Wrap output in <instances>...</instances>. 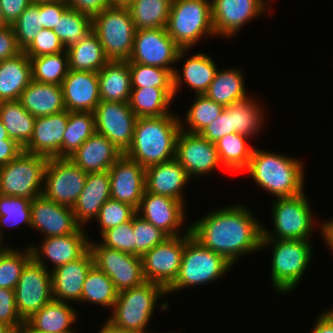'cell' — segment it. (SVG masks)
Instances as JSON below:
<instances>
[{
	"label": "cell",
	"instance_id": "cell-21",
	"mask_svg": "<svg viewBox=\"0 0 333 333\" xmlns=\"http://www.w3.org/2000/svg\"><path fill=\"white\" fill-rule=\"evenodd\" d=\"M31 214V228L45 237L65 236L81 227L71 207L48 200L43 195L31 201Z\"/></svg>",
	"mask_w": 333,
	"mask_h": 333
},
{
	"label": "cell",
	"instance_id": "cell-63",
	"mask_svg": "<svg viewBox=\"0 0 333 333\" xmlns=\"http://www.w3.org/2000/svg\"><path fill=\"white\" fill-rule=\"evenodd\" d=\"M98 333H138V332L115 326L108 319H106V322H104L103 326L101 327Z\"/></svg>",
	"mask_w": 333,
	"mask_h": 333
},
{
	"label": "cell",
	"instance_id": "cell-51",
	"mask_svg": "<svg viewBox=\"0 0 333 333\" xmlns=\"http://www.w3.org/2000/svg\"><path fill=\"white\" fill-rule=\"evenodd\" d=\"M136 214V209L131 205L110 198L103 204L95 219L101 229L100 235L106 230L131 221Z\"/></svg>",
	"mask_w": 333,
	"mask_h": 333
},
{
	"label": "cell",
	"instance_id": "cell-1",
	"mask_svg": "<svg viewBox=\"0 0 333 333\" xmlns=\"http://www.w3.org/2000/svg\"><path fill=\"white\" fill-rule=\"evenodd\" d=\"M244 204L213 209L190 224V232L201 245L223 256L232 265L239 257L259 251L262 225ZM244 255V256H243Z\"/></svg>",
	"mask_w": 333,
	"mask_h": 333
},
{
	"label": "cell",
	"instance_id": "cell-53",
	"mask_svg": "<svg viewBox=\"0 0 333 333\" xmlns=\"http://www.w3.org/2000/svg\"><path fill=\"white\" fill-rule=\"evenodd\" d=\"M66 51L65 46L53 30L42 28L34 41L23 51L29 58Z\"/></svg>",
	"mask_w": 333,
	"mask_h": 333
},
{
	"label": "cell",
	"instance_id": "cell-19",
	"mask_svg": "<svg viewBox=\"0 0 333 333\" xmlns=\"http://www.w3.org/2000/svg\"><path fill=\"white\" fill-rule=\"evenodd\" d=\"M137 214L168 236H181L190 232V226L180 232L185 220V203L168 196L144 192Z\"/></svg>",
	"mask_w": 333,
	"mask_h": 333
},
{
	"label": "cell",
	"instance_id": "cell-65",
	"mask_svg": "<svg viewBox=\"0 0 333 333\" xmlns=\"http://www.w3.org/2000/svg\"><path fill=\"white\" fill-rule=\"evenodd\" d=\"M135 0H109L111 7H128Z\"/></svg>",
	"mask_w": 333,
	"mask_h": 333
},
{
	"label": "cell",
	"instance_id": "cell-10",
	"mask_svg": "<svg viewBox=\"0 0 333 333\" xmlns=\"http://www.w3.org/2000/svg\"><path fill=\"white\" fill-rule=\"evenodd\" d=\"M47 161L44 156L23 151L8 164L0 166V194L30 200L41 196Z\"/></svg>",
	"mask_w": 333,
	"mask_h": 333
},
{
	"label": "cell",
	"instance_id": "cell-45",
	"mask_svg": "<svg viewBox=\"0 0 333 333\" xmlns=\"http://www.w3.org/2000/svg\"><path fill=\"white\" fill-rule=\"evenodd\" d=\"M53 31L67 49L79 43L92 31V18L78 10L68 8L58 19Z\"/></svg>",
	"mask_w": 333,
	"mask_h": 333
},
{
	"label": "cell",
	"instance_id": "cell-70",
	"mask_svg": "<svg viewBox=\"0 0 333 333\" xmlns=\"http://www.w3.org/2000/svg\"><path fill=\"white\" fill-rule=\"evenodd\" d=\"M50 1H54V0H31V2H33V3L50 2Z\"/></svg>",
	"mask_w": 333,
	"mask_h": 333
},
{
	"label": "cell",
	"instance_id": "cell-55",
	"mask_svg": "<svg viewBox=\"0 0 333 333\" xmlns=\"http://www.w3.org/2000/svg\"><path fill=\"white\" fill-rule=\"evenodd\" d=\"M230 133H232L231 114L224 108L220 116L198 134L210 142L216 143L220 138Z\"/></svg>",
	"mask_w": 333,
	"mask_h": 333
},
{
	"label": "cell",
	"instance_id": "cell-5",
	"mask_svg": "<svg viewBox=\"0 0 333 333\" xmlns=\"http://www.w3.org/2000/svg\"><path fill=\"white\" fill-rule=\"evenodd\" d=\"M232 267L223 256L201 245L189 232L186 234L178 276L166 293L169 295L182 288L207 285L216 282V279L219 281Z\"/></svg>",
	"mask_w": 333,
	"mask_h": 333
},
{
	"label": "cell",
	"instance_id": "cell-58",
	"mask_svg": "<svg viewBox=\"0 0 333 333\" xmlns=\"http://www.w3.org/2000/svg\"><path fill=\"white\" fill-rule=\"evenodd\" d=\"M66 2L69 8L78 10L91 18L111 7L109 0H67Z\"/></svg>",
	"mask_w": 333,
	"mask_h": 333
},
{
	"label": "cell",
	"instance_id": "cell-26",
	"mask_svg": "<svg viewBox=\"0 0 333 333\" xmlns=\"http://www.w3.org/2000/svg\"><path fill=\"white\" fill-rule=\"evenodd\" d=\"M190 182L182 165L174 158L145 169V191L185 202L183 189Z\"/></svg>",
	"mask_w": 333,
	"mask_h": 333
},
{
	"label": "cell",
	"instance_id": "cell-60",
	"mask_svg": "<svg viewBox=\"0 0 333 333\" xmlns=\"http://www.w3.org/2000/svg\"><path fill=\"white\" fill-rule=\"evenodd\" d=\"M21 152H23V148L11 138L0 142V166L8 164Z\"/></svg>",
	"mask_w": 333,
	"mask_h": 333
},
{
	"label": "cell",
	"instance_id": "cell-27",
	"mask_svg": "<svg viewBox=\"0 0 333 333\" xmlns=\"http://www.w3.org/2000/svg\"><path fill=\"white\" fill-rule=\"evenodd\" d=\"M104 135L95 132L69 157L86 173L108 171L123 155Z\"/></svg>",
	"mask_w": 333,
	"mask_h": 333
},
{
	"label": "cell",
	"instance_id": "cell-20",
	"mask_svg": "<svg viewBox=\"0 0 333 333\" xmlns=\"http://www.w3.org/2000/svg\"><path fill=\"white\" fill-rule=\"evenodd\" d=\"M111 199L138 209L145 192V168L123 154L108 170Z\"/></svg>",
	"mask_w": 333,
	"mask_h": 333
},
{
	"label": "cell",
	"instance_id": "cell-52",
	"mask_svg": "<svg viewBox=\"0 0 333 333\" xmlns=\"http://www.w3.org/2000/svg\"><path fill=\"white\" fill-rule=\"evenodd\" d=\"M100 243L108 248L134 255L133 218L131 221L106 230Z\"/></svg>",
	"mask_w": 333,
	"mask_h": 333
},
{
	"label": "cell",
	"instance_id": "cell-37",
	"mask_svg": "<svg viewBox=\"0 0 333 333\" xmlns=\"http://www.w3.org/2000/svg\"><path fill=\"white\" fill-rule=\"evenodd\" d=\"M250 137L238 133H230L216 143L219 160L228 172H244L252 157L255 146L247 144Z\"/></svg>",
	"mask_w": 333,
	"mask_h": 333
},
{
	"label": "cell",
	"instance_id": "cell-2",
	"mask_svg": "<svg viewBox=\"0 0 333 333\" xmlns=\"http://www.w3.org/2000/svg\"><path fill=\"white\" fill-rule=\"evenodd\" d=\"M137 118L131 146L124 153L145 169L175 158L176 141L181 131L180 116Z\"/></svg>",
	"mask_w": 333,
	"mask_h": 333
},
{
	"label": "cell",
	"instance_id": "cell-59",
	"mask_svg": "<svg viewBox=\"0 0 333 333\" xmlns=\"http://www.w3.org/2000/svg\"><path fill=\"white\" fill-rule=\"evenodd\" d=\"M31 3V0H0V7L6 23L12 26Z\"/></svg>",
	"mask_w": 333,
	"mask_h": 333
},
{
	"label": "cell",
	"instance_id": "cell-28",
	"mask_svg": "<svg viewBox=\"0 0 333 333\" xmlns=\"http://www.w3.org/2000/svg\"><path fill=\"white\" fill-rule=\"evenodd\" d=\"M111 198L108 171L88 173L85 187L72 207L76 222L85 227L96 219L103 204Z\"/></svg>",
	"mask_w": 333,
	"mask_h": 333
},
{
	"label": "cell",
	"instance_id": "cell-43",
	"mask_svg": "<svg viewBox=\"0 0 333 333\" xmlns=\"http://www.w3.org/2000/svg\"><path fill=\"white\" fill-rule=\"evenodd\" d=\"M194 96V102L188 108L184 120L180 117V124L182 131L198 134L203 128L216 120L225 107L204 94H196ZM184 124L188 127L186 128Z\"/></svg>",
	"mask_w": 333,
	"mask_h": 333
},
{
	"label": "cell",
	"instance_id": "cell-41",
	"mask_svg": "<svg viewBox=\"0 0 333 333\" xmlns=\"http://www.w3.org/2000/svg\"><path fill=\"white\" fill-rule=\"evenodd\" d=\"M96 132L93 112H68V123L64 132L61 158H69Z\"/></svg>",
	"mask_w": 333,
	"mask_h": 333
},
{
	"label": "cell",
	"instance_id": "cell-36",
	"mask_svg": "<svg viewBox=\"0 0 333 333\" xmlns=\"http://www.w3.org/2000/svg\"><path fill=\"white\" fill-rule=\"evenodd\" d=\"M69 70L98 72L109 59L98 36L91 31L79 43L66 49Z\"/></svg>",
	"mask_w": 333,
	"mask_h": 333
},
{
	"label": "cell",
	"instance_id": "cell-62",
	"mask_svg": "<svg viewBox=\"0 0 333 333\" xmlns=\"http://www.w3.org/2000/svg\"><path fill=\"white\" fill-rule=\"evenodd\" d=\"M320 225L321 226L319 227L322 233V238H324V243H326L333 255V218L324 221V223H321Z\"/></svg>",
	"mask_w": 333,
	"mask_h": 333
},
{
	"label": "cell",
	"instance_id": "cell-42",
	"mask_svg": "<svg viewBox=\"0 0 333 333\" xmlns=\"http://www.w3.org/2000/svg\"><path fill=\"white\" fill-rule=\"evenodd\" d=\"M118 293L113 281L94 265L84 280L79 302L93 303L103 308L110 307L112 310Z\"/></svg>",
	"mask_w": 333,
	"mask_h": 333
},
{
	"label": "cell",
	"instance_id": "cell-57",
	"mask_svg": "<svg viewBox=\"0 0 333 333\" xmlns=\"http://www.w3.org/2000/svg\"><path fill=\"white\" fill-rule=\"evenodd\" d=\"M22 49L17 43V38L12 26L0 29V61L14 58Z\"/></svg>",
	"mask_w": 333,
	"mask_h": 333
},
{
	"label": "cell",
	"instance_id": "cell-24",
	"mask_svg": "<svg viewBox=\"0 0 333 333\" xmlns=\"http://www.w3.org/2000/svg\"><path fill=\"white\" fill-rule=\"evenodd\" d=\"M68 123V111L36 117L33 134L23 151L46 158H61L64 132Z\"/></svg>",
	"mask_w": 333,
	"mask_h": 333
},
{
	"label": "cell",
	"instance_id": "cell-47",
	"mask_svg": "<svg viewBox=\"0 0 333 333\" xmlns=\"http://www.w3.org/2000/svg\"><path fill=\"white\" fill-rule=\"evenodd\" d=\"M31 258L29 246L24 250L8 247L0 255V288L15 290L22 270Z\"/></svg>",
	"mask_w": 333,
	"mask_h": 333
},
{
	"label": "cell",
	"instance_id": "cell-48",
	"mask_svg": "<svg viewBox=\"0 0 333 333\" xmlns=\"http://www.w3.org/2000/svg\"><path fill=\"white\" fill-rule=\"evenodd\" d=\"M131 87L173 88L174 69H164L140 63H129Z\"/></svg>",
	"mask_w": 333,
	"mask_h": 333
},
{
	"label": "cell",
	"instance_id": "cell-32",
	"mask_svg": "<svg viewBox=\"0 0 333 333\" xmlns=\"http://www.w3.org/2000/svg\"><path fill=\"white\" fill-rule=\"evenodd\" d=\"M98 79L101 101H129L132 87L128 60H109L98 71Z\"/></svg>",
	"mask_w": 333,
	"mask_h": 333
},
{
	"label": "cell",
	"instance_id": "cell-34",
	"mask_svg": "<svg viewBox=\"0 0 333 333\" xmlns=\"http://www.w3.org/2000/svg\"><path fill=\"white\" fill-rule=\"evenodd\" d=\"M174 99L173 88H132L128 103L138 118L160 117L172 113L169 110Z\"/></svg>",
	"mask_w": 333,
	"mask_h": 333
},
{
	"label": "cell",
	"instance_id": "cell-15",
	"mask_svg": "<svg viewBox=\"0 0 333 333\" xmlns=\"http://www.w3.org/2000/svg\"><path fill=\"white\" fill-rule=\"evenodd\" d=\"M185 244L186 234L169 236L146 252L142 256L144 280L167 289L178 276Z\"/></svg>",
	"mask_w": 333,
	"mask_h": 333
},
{
	"label": "cell",
	"instance_id": "cell-38",
	"mask_svg": "<svg viewBox=\"0 0 333 333\" xmlns=\"http://www.w3.org/2000/svg\"><path fill=\"white\" fill-rule=\"evenodd\" d=\"M259 103L255 98L248 96L225 107L231 114L232 133L252 138L258 135L262 126H265L264 120L266 119L264 109Z\"/></svg>",
	"mask_w": 333,
	"mask_h": 333
},
{
	"label": "cell",
	"instance_id": "cell-69",
	"mask_svg": "<svg viewBox=\"0 0 333 333\" xmlns=\"http://www.w3.org/2000/svg\"><path fill=\"white\" fill-rule=\"evenodd\" d=\"M4 238L0 235V255L8 248L10 247L9 245L5 246V243H4ZM4 243V244H3Z\"/></svg>",
	"mask_w": 333,
	"mask_h": 333
},
{
	"label": "cell",
	"instance_id": "cell-31",
	"mask_svg": "<svg viewBox=\"0 0 333 333\" xmlns=\"http://www.w3.org/2000/svg\"><path fill=\"white\" fill-rule=\"evenodd\" d=\"M70 304V305H69ZM71 302L52 300L32 314L25 322L33 329L46 333H75L72 325L78 313Z\"/></svg>",
	"mask_w": 333,
	"mask_h": 333
},
{
	"label": "cell",
	"instance_id": "cell-16",
	"mask_svg": "<svg viewBox=\"0 0 333 333\" xmlns=\"http://www.w3.org/2000/svg\"><path fill=\"white\" fill-rule=\"evenodd\" d=\"M96 132L104 135L122 153L131 146L137 116L128 102L101 101L93 111Z\"/></svg>",
	"mask_w": 333,
	"mask_h": 333
},
{
	"label": "cell",
	"instance_id": "cell-14",
	"mask_svg": "<svg viewBox=\"0 0 333 333\" xmlns=\"http://www.w3.org/2000/svg\"><path fill=\"white\" fill-rule=\"evenodd\" d=\"M16 307L25 321L53 300L51 269L33 257L26 263L15 288Z\"/></svg>",
	"mask_w": 333,
	"mask_h": 333
},
{
	"label": "cell",
	"instance_id": "cell-12",
	"mask_svg": "<svg viewBox=\"0 0 333 333\" xmlns=\"http://www.w3.org/2000/svg\"><path fill=\"white\" fill-rule=\"evenodd\" d=\"M87 175L69 158H49L44 171L42 195L72 208L85 187Z\"/></svg>",
	"mask_w": 333,
	"mask_h": 333
},
{
	"label": "cell",
	"instance_id": "cell-4",
	"mask_svg": "<svg viewBox=\"0 0 333 333\" xmlns=\"http://www.w3.org/2000/svg\"><path fill=\"white\" fill-rule=\"evenodd\" d=\"M271 281L274 291L285 295L294 291L302 280L313 250L309 240L262 239L261 248L271 247Z\"/></svg>",
	"mask_w": 333,
	"mask_h": 333
},
{
	"label": "cell",
	"instance_id": "cell-68",
	"mask_svg": "<svg viewBox=\"0 0 333 333\" xmlns=\"http://www.w3.org/2000/svg\"><path fill=\"white\" fill-rule=\"evenodd\" d=\"M9 25L6 23L5 18L3 16L1 7H0V29L4 27H8Z\"/></svg>",
	"mask_w": 333,
	"mask_h": 333
},
{
	"label": "cell",
	"instance_id": "cell-6",
	"mask_svg": "<svg viewBox=\"0 0 333 333\" xmlns=\"http://www.w3.org/2000/svg\"><path fill=\"white\" fill-rule=\"evenodd\" d=\"M166 295V289L162 285L149 281L123 290L118 293L108 320L120 328L138 333H152L147 330V325L157 307V302Z\"/></svg>",
	"mask_w": 333,
	"mask_h": 333
},
{
	"label": "cell",
	"instance_id": "cell-23",
	"mask_svg": "<svg viewBox=\"0 0 333 333\" xmlns=\"http://www.w3.org/2000/svg\"><path fill=\"white\" fill-rule=\"evenodd\" d=\"M61 87L68 112H93L101 102L98 72L69 70Z\"/></svg>",
	"mask_w": 333,
	"mask_h": 333
},
{
	"label": "cell",
	"instance_id": "cell-35",
	"mask_svg": "<svg viewBox=\"0 0 333 333\" xmlns=\"http://www.w3.org/2000/svg\"><path fill=\"white\" fill-rule=\"evenodd\" d=\"M242 69H217L214 79L204 93L214 102L229 106L233 102L240 101L248 97L245 91V79Z\"/></svg>",
	"mask_w": 333,
	"mask_h": 333
},
{
	"label": "cell",
	"instance_id": "cell-56",
	"mask_svg": "<svg viewBox=\"0 0 333 333\" xmlns=\"http://www.w3.org/2000/svg\"><path fill=\"white\" fill-rule=\"evenodd\" d=\"M69 8L66 1L41 2V27L53 30L58 19Z\"/></svg>",
	"mask_w": 333,
	"mask_h": 333
},
{
	"label": "cell",
	"instance_id": "cell-9",
	"mask_svg": "<svg viewBox=\"0 0 333 333\" xmlns=\"http://www.w3.org/2000/svg\"><path fill=\"white\" fill-rule=\"evenodd\" d=\"M92 31L109 60H129L136 28L127 7H110L94 16Z\"/></svg>",
	"mask_w": 333,
	"mask_h": 333
},
{
	"label": "cell",
	"instance_id": "cell-61",
	"mask_svg": "<svg viewBox=\"0 0 333 333\" xmlns=\"http://www.w3.org/2000/svg\"><path fill=\"white\" fill-rule=\"evenodd\" d=\"M311 333H333V308L317 316Z\"/></svg>",
	"mask_w": 333,
	"mask_h": 333
},
{
	"label": "cell",
	"instance_id": "cell-44",
	"mask_svg": "<svg viewBox=\"0 0 333 333\" xmlns=\"http://www.w3.org/2000/svg\"><path fill=\"white\" fill-rule=\"evenodd\" d=\"M32 80L40 83L61 86L69 71L68 54L66 51L30 58Z\"/></svg>",
	"mask_w": 333,
	"mask_h": 333
},
{
	"label": "cell",
	"instance_id": "cell-22",
	"mask_svg": "<svg viewBox=\"0 0 333 333\" xmlns=\"http://www.w3.org/2000/svg\"><path fill=\"white\" fill-rule=\"evenodd\" d=\"M84 230L80 227L75 233L65 236L44 237L40 245H29L32 257L48 270L45 258L52 262L53 269L80 258L89 249L90 239Z\"/></svg>",
	"mask_w": 333,
	"mask_h": 333
},
{
	"label": "cell",
	"instance_id": "cell-8",
	"mask_svg": "<svg viewBox=\"0 0 333 333\" xmlns=\"http://www.w3.org/2000/svg\"><path fill=\"white\" fill-rule=\"evenodd\" d=\"M310 206L305 192L293 197L276 198L271 206L275 233L263 225L262 239L310 240L316 223Z\"/></svg>",
	"mask_w": 333,
	"mask_h": 333
},
{
	"label": "cell",
	"instance_id": "cell-40",
	"mask_svg": "<svg viewBox=\"0 0 333 333\" xmlns=\"http://www.w3.org/2000/svg\"><path fill=\"white\" fill-rule=\"evenodd\" d=\"M173 0H135L127 8L136 30L166 28Z\"/></svg>",
	"mask_w": 333,
	"mask_h": 333
},
{
	"label": "cell",
	"instance_id": "cell-30",
	"mask_svg": "<svg viewBox=\"0 0 333 333\" xmlns=\"http://www.w3.org/2000/svg\"><path fill=\"white\" fill-rule=\"evenodd\" d=\"M182 69V74L176 68L173 72V89L175 97L176 93L182 88L181 86L184 83L193 90V94L194 92L195 95L204 94L213 81L218 68L213 58L206 53L198 52L185 59Z\"/></svg>",
	"mask_w": 333,
	"mask_h": 333
},
{
	"label": "cell",
	"instance_id": "cell-3",
	"mask_svg": "<svg viewBox=\"0 0 333 333\" xmlns=\"http://www.w3.org/2000/svg\"><path fill=\"white\" fill-rule=\"evenodd\" d=\"M303 165L301 159L255 147L246 172L275 198L293 197L304 192Z\"/></svg>",
	"mask_w": 333,
	"mask_h": 333
},
{
	"label": "cell",
	"instance_id": "cell-11",
	"mask_svg": "<svg viewBox=\"0 0 333 333\" xmlns=\"http://www.w3.org/2000/svg\"><path fill=\"white\" fill-rule=\"evenodd\" d=\"M188 49H181L168 35L166 28L136 30L129 63H140L164 69L187 58Z\"/></svg>",
	"mask_w": 333,
	"mask_h": 333
},
{
	"label": "cell",
	"instance_id": "cell-66",
	"mask_svg": "<svg viewBox=\"0 0 333 333\" xmlns=\"http://www.w3.org/2000/svg\"><path fill=\"white\" fill-rule=\"evenodd\" d=\"M10 138L7 130L5 129L4 124L0 120V142H4V140Z\"/></svg>",
	"mask_w": 333,
	"mask_h": 333
},
{
	"label": "cell",
	"instance_id": "cell-50",
	"mask_svg": "<svg viewBox=\"0 0 333 333\" xmlns=\"http://www.w3.org/2000/svg\"><path fill=\"white\" fill-rule=\"evenodd\" d=\"M134 255L142 257L146 252L162 243L169 236L161 229L142 219L133 217Z\"/></svg>",
	"mask_w": 333,
	"mask_h": 333
},
{
	"label": "cell",
	"instance_id": "cell-67",
	"mask_svg": "<svg viewBox=\"0 0 333 333\" xmlns=\"http://www.w3.org/2000/svg\"><path fill=\"white\" fill-rule=\"evenodd\" d=\"M0 333H15V330L10 325L0 322Z\"/></svg>",
	"mask_w": 333,
	"mask_h": 333
},
{
	"label": "cell",
	"instance_id": "cell-29",
	"mask_svg": "<svg viewBox=\"0 0 333 333\" xmlns=\"http://www.w3.org/2000/svg\"><path fill=\"white\" fill-rule=\"evenodd\" d=\"M34 117L49 116L66 110L62 87L32 80L18 100Z\"/></svg>",
	"mask_w": 333,
	"mask_h": 333
},
{
	"label": "cell",
	"instance_id": "cell-39",
	"mask_svg": "<svg viewBox=\"0 0 333 333\" xmlns=\"http://www.w3.org/2000/svg\"><path fill=\"white\" fill-rule=\"evenodd\" d=\"M0 120L9 137L22 148L30 141L36 117L28 113L18 100L0 102Z\"/></svg>",
	"mask_w": 333,
	"mask_h": 333
},
{
	"label": "cell",
	"instance_id": "cell-13",
	"mask_svg": "<svg viewBox=\"0 0 333 333\" xmlns=\"http://www.w3.org/2000/svg\"><path fill=\"white\" fill-rule=\"evenodd\" d=\"M89 249L93 254L94 265L113 281L118 292L145 282L142 257L105 247L91 239Z\"/></svg>",
	"mask_w": 333,
	"mask_h": 333
},
{
	"label": "cell",
	"instance_id": "cell-54",
	"mask_svg": "<svg viewBox=\"0 0 333 333\" xmlns=\"http://www.w3.org/2000/svg\"><path fill=\"white\" fill-rule=\"evenodd\" d=\"M0 322L10 325L15 331L24 323L15 299V290L0 288Z\"/></svg>",
	"mask_w": 333,
	"mask_h": 333
},
{
	"label": "cell",
	"instance_id": "cell-64",
	"mask_svg": "<svg viewBox=\"0 0 333 333\" xmlns=\"http://www.w3.org/2000/svg\"><path fill=\"white\" fill-rule=\"evenodd\" d=\"M15 333H46L35 330L31 328L25 321L24 323L15 331Z\"/></svg>",
	"mask_w": 333,
	"mask_h": 333
},
{
	"label": "cell",
	"instance_id": "cell-46",
	"mask_svg": "<svg viewBox=\"0 0 333 333\" xmlns=\"http://www.w3.org/2000/svg\"><path fill=\"white\" fill-rule=\"evenodd\" d=\"M31 201L23 197L0 194V235L3 238L2 229L5 227L13 228L25 224L31 228Z\"/></svg>",
	"mask_w": 333,
	"mask_h": 333
},
{
	"label": "cell",
	"instance_id": "cell-33",
	"mask_svg": "<svg viewBox=\"0 0 333 333\" xmlns=\"http://www.w3.org/2000/svg\"><path fill=\"white\" fill-rule=\"evenodd\" d=\"M31 81V61L24 52L0 61V102L19 100Z\"/></svg>",
	"mask_w": 333,
	"mask_h": 333
},
{
	"label": "cell",
	"instance_id": "cell-17",
	"mask_svg": "<svg viewBox=\"0 0 333 333\" xmlns=\"http://www.w3.org/2000/svg\"><path fill=\"white\" fill-rule=\"evenodd\" d=\"M175 159L190 179L207 176L221 166L216 145L199 134L180 131L176 141Z\"/></svg>",
	"mask_w": 333,
	"mask_h": 333
},
{
	"label": "cell",
	"instance_id": "cell-7",
	"mask_svg": "<svg viewBox=\"0 0 333 333\" xmlns=\"http://www.w3.org/2000/svg\"><path fill=\"white\" fill-rule=\"evenodd\" d=\"M166 30L181 49H191L204 37H216L211 0H173Z\"/></svg>",
	"mask_w": 333,
	"mask_h": 333
},
{
	"label": "cell",
	"instance_id": "cell-25",
	"mask_svg": "<svg viewBox=\"0 0 333 333\" xmlns=\"http://www.w3.org/2000/svg\"><path fill=\"white\" fill-rule=\"evenodd\" d=\"M93 266V254L88 249L80 258L52 269L53 299L79 302L84 280Z\"/></svg>",
	"mask_w": 333,
	"mask_h": 333
},
{
	"label": "cell",
	"instance_id": "cell-49",
	"mask_svg": "<svg viewBox=\"0 0 333 333\" xmlns=\"http://www.w3.org/2000/svg\"><path fill=\"white\" fill-rule=\"evenodd\" d=\"M19 47L24 51L41 27V2L31 3L12 25Z\"/></svg>",
	"mask_w": 333,
	"mask_h": 333
},
{
	"label": "cell",
	"instance_id": "cell-18",
	"mask_svg": "<svg viewBox=\"0 0 333 333\" xmlns=\"http://www.w3.org/2000/svg\"><path fill=\"white\" fill-rule=\"evenodd\" d=\"M268 2V0H211L215 35L227 39L235 37L247 22L269 11L266 10L269 8Z\"/></svg>",
	"mask_w": 333,
	"mask_h": 333
}]
</instances>
